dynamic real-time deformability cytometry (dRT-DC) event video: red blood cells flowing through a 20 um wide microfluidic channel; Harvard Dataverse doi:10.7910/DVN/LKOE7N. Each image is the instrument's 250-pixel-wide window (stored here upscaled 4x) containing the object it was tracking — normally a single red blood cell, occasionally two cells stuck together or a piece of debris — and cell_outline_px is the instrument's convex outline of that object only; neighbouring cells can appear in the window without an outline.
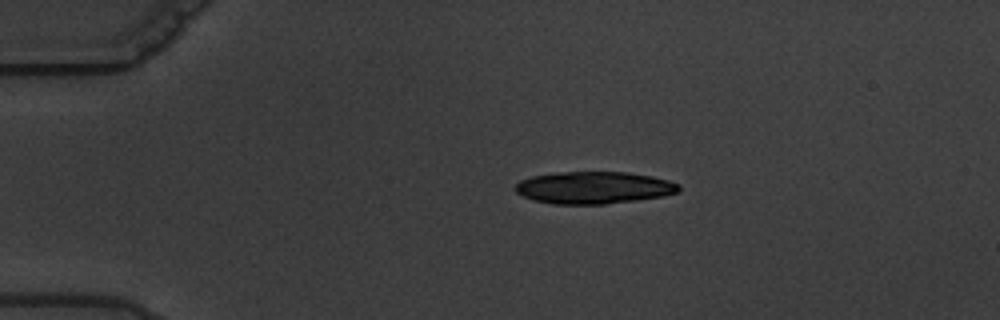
{"species": "common noctule bat (a hibernating species)", "species_latin": "Nyctalus noctula", "temperature_condition": "warm", "stored_images_in_passage": 2, "camera_frame_rate_fps": 3000, "um_per_image_px": 0.085, "animal": {"sex": "male", "body_mass_g": 19.5, "forearm_length_mm": 54.6}, "frame": {"image": 1, "passage_image": 1, "time_ms": 0.0, "image_size_px": [1000, 320], "cell_outline_px": [[680, 192], [664, 196], [636, 200], [604, 204], [552, 204], [536, 200], [524, 196], [516, 192], [516, 184], [520, 180], [532, 176], [556, 172], [628, 172], [652, 176], [668, 180], [680, 184]], "centroid_in_image_um": [50.51, 15.94], "position_along_channel_um": 34.5, "area_um2": 30.69}}